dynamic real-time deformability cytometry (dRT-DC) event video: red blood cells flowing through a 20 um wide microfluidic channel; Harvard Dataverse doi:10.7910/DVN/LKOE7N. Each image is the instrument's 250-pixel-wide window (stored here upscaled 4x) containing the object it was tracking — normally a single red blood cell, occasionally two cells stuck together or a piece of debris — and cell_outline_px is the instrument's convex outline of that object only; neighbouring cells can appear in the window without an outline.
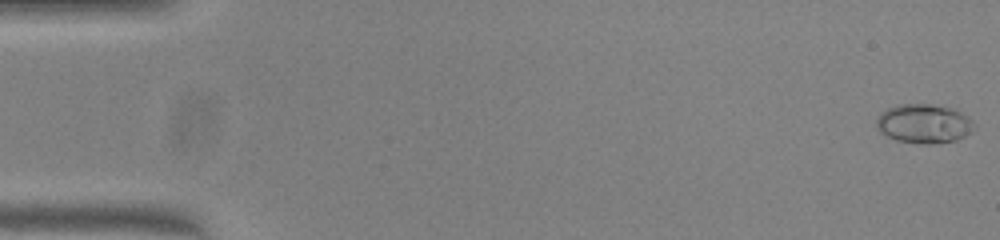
{"species": "common noctule bat (a hibernating species)", "species_latin": "Nyctalus noctula", "temperature_condition": "warm", "stored_images_in_passage": 51, "camera_frame_rate_fps": 3000, "um_per_image_px": 0.085, "animal": {"sex": "female", "body_mass_g": 23.0, "forearm_length_mm": 53.4}, "frame": {"image": 1, "passage_image": 1, "time_ms": 0.0, "image_size_px": [1000, 240], "cell_outline_px": [[976, 128], [972, 132], [956, 140], [932, 144], [924, 144], [896, 140], [880, 132], [876, 128], [876, 120], [880, 112], [888, 108], [900, 104], [928, 104], [956, 108], [968, 116], [976, 124]], "centroid_in_image_um": [78.56, 10.5], "position_along_channel_um": 6.4, "area_um2": 22.6}}
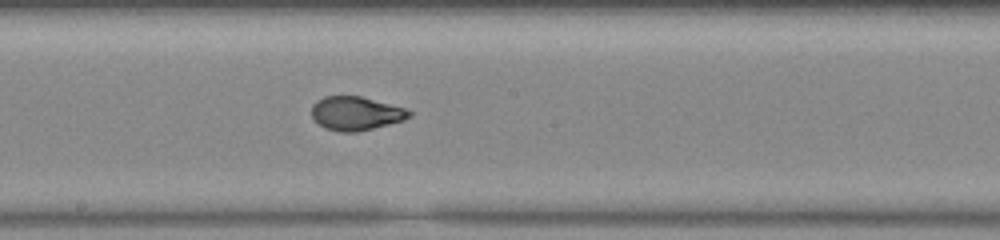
{"frame": {"image": 2, "passage_image": 28, "time_ms": 9.0, "image_size_px": [1000, 240], "cell_outline_px": [[412, 116], [404, 120], [356, 132], [340, 132], [324, 128], [312, 120], [312, 104], [316, 100], [324, 96], [360, 96], [404, 108], [412, 112]], "centroid_in_image_um": [30.2, 9.64], "position_along_channel_um": 218.0, "area_um2": 19.19}}
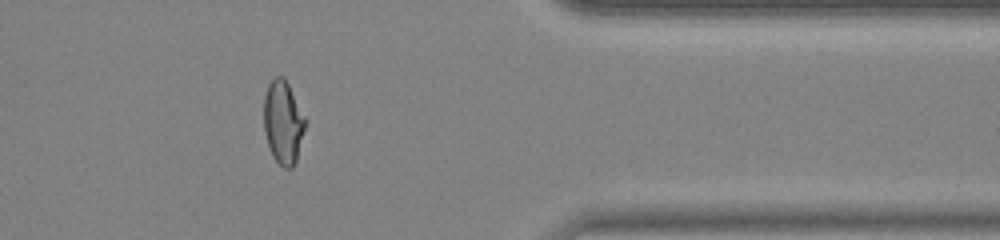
{"frame": {"image": 3, "passage_image": 42, "time_ms": 13.667, "image_size_px": [1000, 240], "cell_outline_px": [[308, 120], [296, 160], [292, 168], [284, 168], [272, 156], [268, 148], [264, 132], [264, 96], [268, 84], [276, 76], [284, 76]], "centroid_in_image_um": [24.08, 10.38], "position_along_channel_um": 387.3, "area_um2": 20.46}, "authors_computed_cell_mechanics": {"area_um2": 19.941, "velocity_mm_per_s": 4.04, "shape_relaxation_time_tau1_ms": 8.7605, "shape_relaxation_time_tau2_ms": null, "deformation_change_tau1": 0.2814, "deformation_change_tau2": null}}